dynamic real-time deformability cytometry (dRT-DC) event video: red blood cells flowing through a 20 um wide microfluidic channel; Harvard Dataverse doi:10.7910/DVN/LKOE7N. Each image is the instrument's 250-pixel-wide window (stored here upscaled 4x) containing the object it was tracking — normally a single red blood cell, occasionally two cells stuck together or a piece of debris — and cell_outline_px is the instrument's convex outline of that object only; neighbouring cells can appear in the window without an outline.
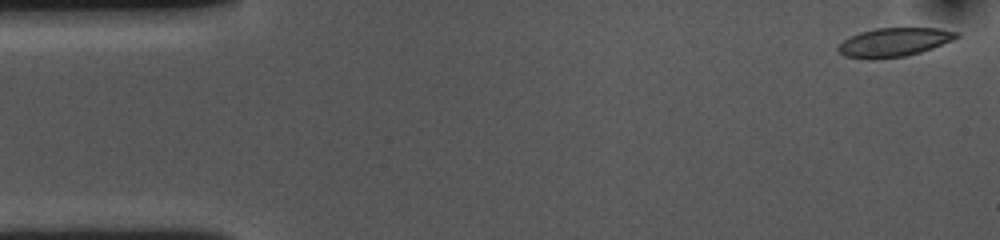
{"species": "common noctule bat (a hibernating species)", "species_latin": "Nyctalus noctula", "temperature_condition": "cold", "stored_images_in_passage": 54, "camera_frame_rate_fps": 3000, "um_per_image_px": 0.085, "animal": {"sex": "female", "body_mass_g": 10.0, "forearm_length_mm": 53.1}, "frame": {"image": 1, "passage_image": 1, "time_ms": 0.0, "image_size_px": [1000, 240], "cell_outline_px": [[960, 36], [952, 40], [932, 48], [920, 52], [904, 56], [876, 60], [868, 60], [844, 56], [836, 48], [844, 40], [860, 32], [876, 28], [940, 28], [960, 32]], "centroid_in_image_um": [75.99, 3.6], "position_along_channel_um": 9.0, "area_um2": 19.94}}
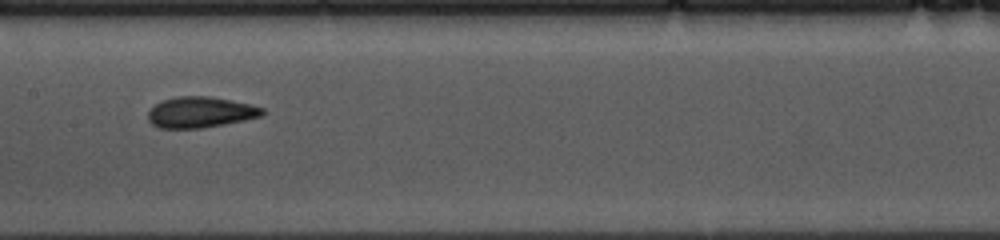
{"frame": {"image": 2, "passage_image": 25, "time_ms": 8.0, "image_size_px": [1000, 240], "cell_outline_px": [[264, 116], [224, 124], [200, 128], [160, 128], [152, 124], [148, 120], [148, 112], [156, 104], [164, 100], [176, 96], [208, 96], [252, 104], [264, 108]], "centroid_in_image_um": [17.06, 9.54], "position_along_channel_um": 190.3, "area_um2": 20.52}}
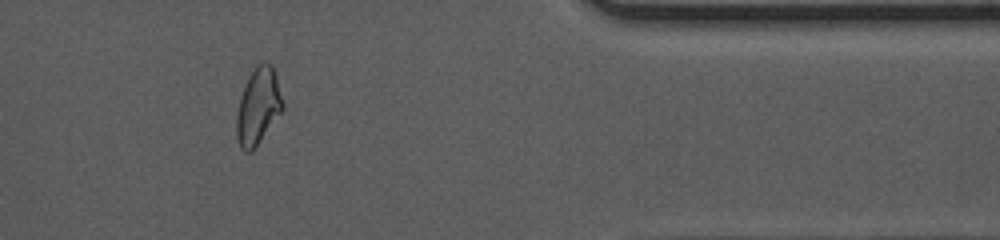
{"frame": {"image": 3, "passage_image": 44, "time_ms": 14.333, "image_size_px": [1000, 240], "cell_outline_px": [[284, 108], [252, 152], [244, 152], [240, 148], [236, 140], [236, 116], [240, 96], [252, 72], [260, 64], [272, 64], [276, 72], [284, 104]], "centroid_in_image_um": [21.94, 9.1], "position_along_channel_um": 389.5, "area_um2": 20.46}, "authors_computed_cell_mechanics": {"area_um2": 20.6057, "velocity_mm_per_s": 3.5888, "shape_relaxation_time_tau1_ms": 7.6173, "shape_relaxation_time_tau2_ms": 1.7962, "deformation_change_tau1": 0.1789, "deformation_change_tau2": 0.0799}}